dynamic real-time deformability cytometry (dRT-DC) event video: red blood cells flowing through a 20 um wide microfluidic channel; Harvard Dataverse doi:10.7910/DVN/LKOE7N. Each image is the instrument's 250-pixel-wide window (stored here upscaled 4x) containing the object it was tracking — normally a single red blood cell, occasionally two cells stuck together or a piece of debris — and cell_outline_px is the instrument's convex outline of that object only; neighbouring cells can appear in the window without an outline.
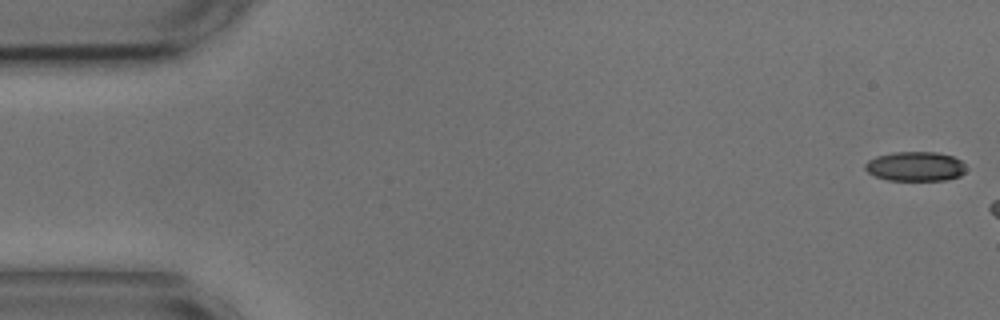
{"species": "common noctule bat (a hibernating species)", "species_latin": "Nyctalus noctula", "temperature_condition": "cold", "stored_images_in_passage": 7, "camera_frame_rate_fps": 3000, "um_per_image_px": 0.085, "animal": {"sex": "male", "body_mass_g": 17.9, "forearm_length_mm": 54.2}, "frame": {"image": 1, "passage_image": 1, "time_ms": 0.0, "image_size_px": [1000, 320], "cell_outline_px": [[964, 172], [960, 176], [948, 180], [888, 180], [876, 176], [868, 172], [864, 168], [864, 164], [868, 160], [876, 156], [892, 152], [936, 152], [952, 156], [960, 160], [964, 164]], "centroid_in_image_um": [77.78, 14.14], "position_along_channel_um": 7.2, "area_um2": 17.34}}